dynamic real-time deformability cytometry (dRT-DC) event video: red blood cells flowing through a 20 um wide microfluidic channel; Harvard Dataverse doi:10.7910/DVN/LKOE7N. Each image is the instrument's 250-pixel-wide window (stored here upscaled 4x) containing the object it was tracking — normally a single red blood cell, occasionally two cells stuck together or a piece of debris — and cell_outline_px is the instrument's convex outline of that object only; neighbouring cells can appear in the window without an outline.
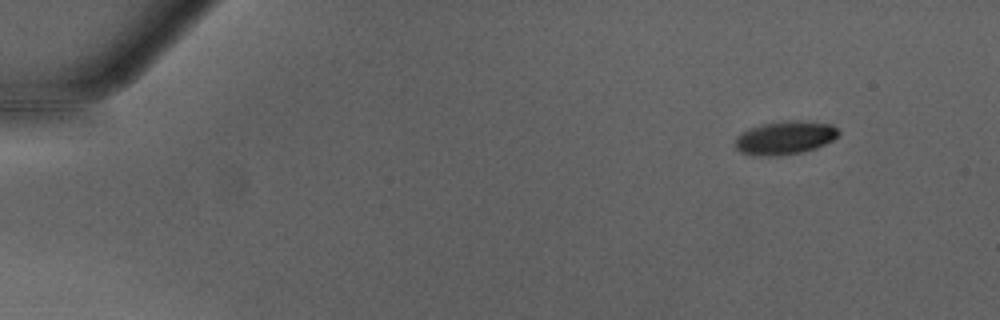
{"species": "Egyptian fruit bat (a non-hibernating species)", "species_latin": "Rousettus aegyptiacus", "temperature_condition": "warm", "stored_images_in_passage": 45, "camera_frame_rate_fps": 3000, "um_per_image_px": 0.085, "animal": {"sex": "male"}, "frame": {"image": 1, "passage_image": 1, "time_ms": 0.0, "image_size_px": [1000, 320], "cell_outline_px": [[840, 132], [832, 140], [816, 148], [804, 152], [780, 156], [752, 156], [740, 152], [732, 144], [736, 136], [752, 128], [764, 124], [832, 124]], "centroid_in_image_um": [66.63, 11.81], "position_along_channel_um": 18.4, "area_um2": 19.13}}
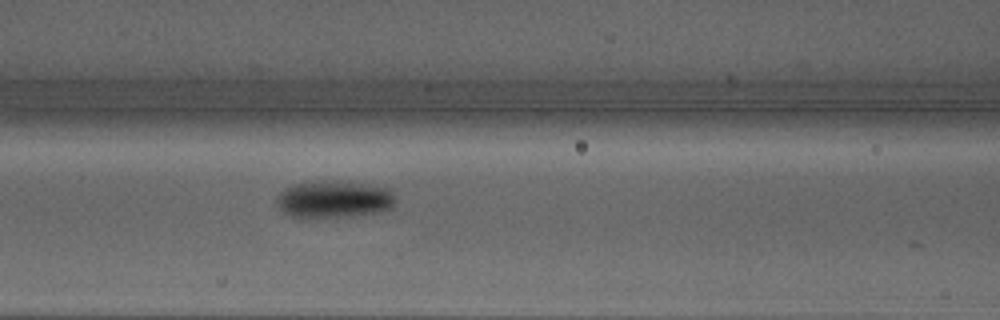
{"frame": {"image": 2, "passage_image": 18, "time_ms": 5.667, "image_size_px": [1000, 320], "cell_outline_px": [[396, 200], [392, 208], [376, 212], [348, 216], [292, 216], [284, 212], [276, 204], [276, 196], [284, 188], [292, 184], [308, 180], [352, 180], [388, 188], [392, 192]], "centroid_in_image_um": [28.38, 16.87], "position_along_channel_um": 138.2, "area_um2": 26.13}}
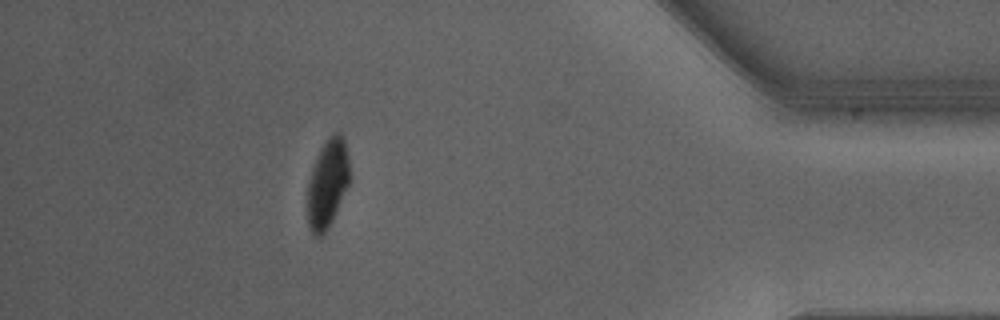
{"frame": {"image": 3, "passage_image": 40, "time_ms": 13.0, "image_size_px": [1000, 320], "cell_outline_px": [[348, 184], [332, 220], [328, 228], [320, 240], [312, 232], [308, 224], [308, 180], [312, 168], [320, 148], [324, 140], [328, 136], [336, 132], [340, 132], [344, 136], [348, 160]], "centroid_in_image_um": [27.82, 15.58], "position_along_channel_um": 407.4, "area_um2": 21.56}, "authors_computed_cell_mechanics": {"area_um2": 23.8714, "velocity_mm_per_s": 4.2772, "shape_relaxation_time_tau1_ms": 3.4308, "shape_relaxation_time_tau2_ms": null, "deformation_change_tau1": 0.1521, "deformation_change_tau2": null}}